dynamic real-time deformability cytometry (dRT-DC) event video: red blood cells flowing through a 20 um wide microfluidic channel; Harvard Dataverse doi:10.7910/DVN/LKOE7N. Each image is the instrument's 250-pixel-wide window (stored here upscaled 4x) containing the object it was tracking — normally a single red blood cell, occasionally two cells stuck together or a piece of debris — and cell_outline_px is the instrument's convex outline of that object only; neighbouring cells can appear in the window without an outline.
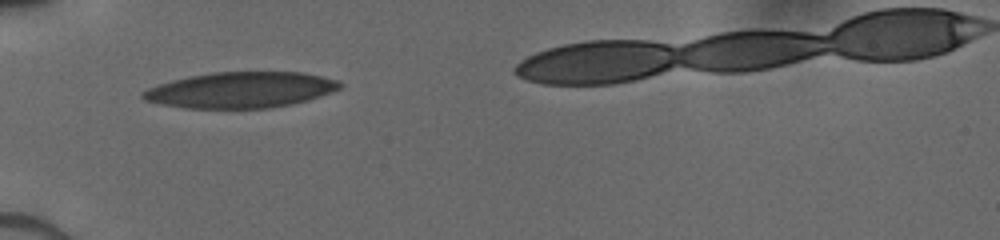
{"species": "human", "species_latin": "Homo sapiens", "temperature_condition": "cold", "stored_images_in_passage": 3, "segment_of_instrument_passage": [1, 2], "camera_frame_rate_fps": 3000, "um_per_image_px": 0.085, "donor": {"sex": "male"}, "frame": {"image": 1, "passage_image": 1, "time_ms": 0.0, "image_size_px": [1000, 240], "cell_outline_px": [[344, 84], [340, 88], [332, 92], [308, 100], [292, 104], [268, 108], [184, 108], [160, 104], [144, 100], [140, 96], [140, 92], [148, 88], [172, 80], [188, 76], [212, 72], [304, 72], [340, 80]], "centroid_in_image_um": [20.47, 7.64], "position_along_channel_um": 64.5, "area_um2": 41.44}}
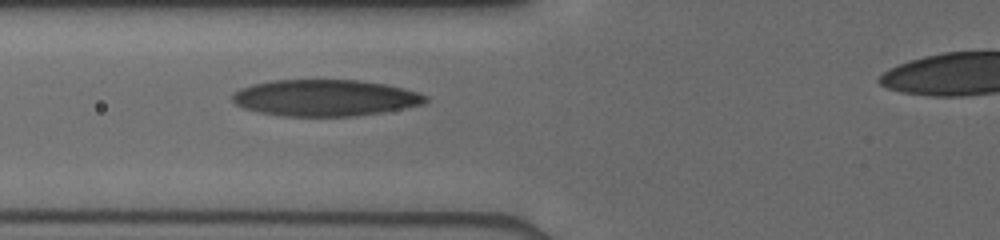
{"frame": {"image": 2, "passage_image": 2, "time_ms": 1.0, "image_size_px": [1000, 240], "cell_outline_px": [[428, 100], [420, 104], [380, 112], [352, 116], [280, 116], [260, 112], [244, 108], [236, 104], [232, 100], [232, 92], [240, 88], [252, 84], [276, 80], [360, 80], [384, 84], [420, 92], [428, 96]], "centroid_in_image_um": [27.58, 8.31], "position_along_channel_um": 98.2, "area_um2": 40.81}}